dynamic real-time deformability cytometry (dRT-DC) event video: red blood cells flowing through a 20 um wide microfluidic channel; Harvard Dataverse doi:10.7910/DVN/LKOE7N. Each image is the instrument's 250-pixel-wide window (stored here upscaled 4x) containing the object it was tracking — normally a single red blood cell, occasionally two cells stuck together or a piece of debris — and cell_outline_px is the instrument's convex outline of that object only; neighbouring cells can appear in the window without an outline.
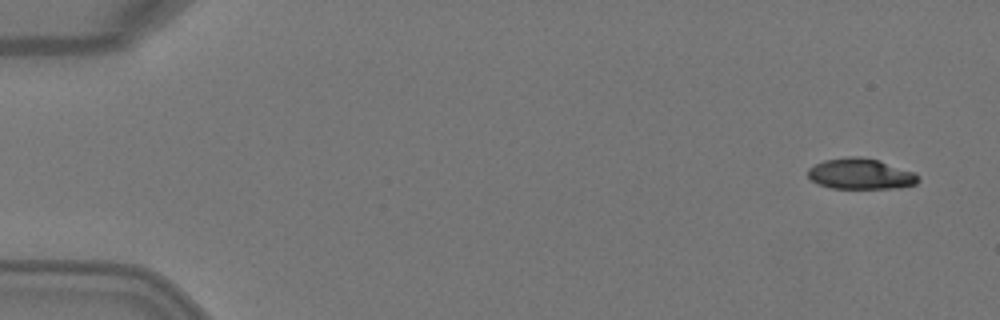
{"species": "Egyptian fruit bat (a non-hibernating species)", "species_latin": "Rousettus aegyptiacus", "temperature_condition": "warm", "stored_images_in_passage": 7, "camera_frame_rate_fps": 3000, "um_per_image_px": 0.085, "animal": {"sex": "female"}, "frame": {"image": 1, "passage_image": 1, "time_ms": 0.0, "image_size_px": [1000, 320], "cell_outline_px": [[920, 180], [916, 184], [900, 188], [832, 188], [820, 184], [812, 180], [808, 176], [808, 168], [824, 160], [848, 156], [860, 156], [880, 160], [916, 172]], "centroid_in_image_um": [73.2, 14.77], "position_along_channel_um": 11.8, "area_um2": 19.94}}